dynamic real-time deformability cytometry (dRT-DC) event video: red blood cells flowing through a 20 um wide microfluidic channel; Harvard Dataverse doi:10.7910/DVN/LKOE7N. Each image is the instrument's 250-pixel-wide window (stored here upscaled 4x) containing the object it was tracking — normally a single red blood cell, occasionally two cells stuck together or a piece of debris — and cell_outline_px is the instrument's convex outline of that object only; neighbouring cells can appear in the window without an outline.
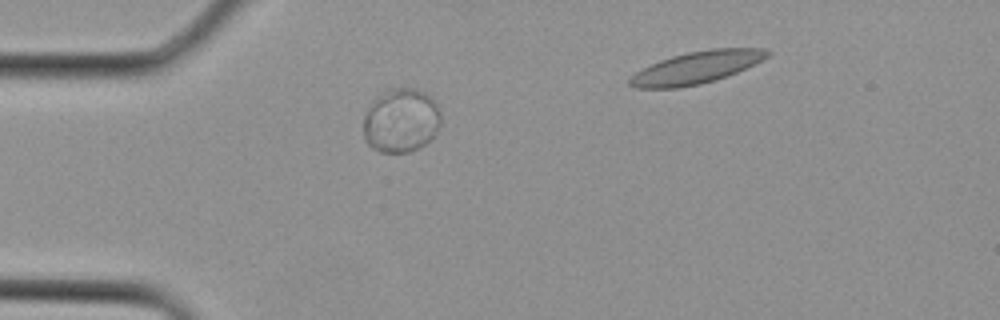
{"species": "Egyptian fruit bat (a non-hibernating species)", "species_latin": "Rousettus aegyptiacus", "temperature_condition": "cold", "stored_images_in_passage": 2, "camera_frame_rate_fps": 3000, "um_per_image_px": 0.085, "animal": {"sex": "female"}, "frame": {"image": 1, "passage_image": 1, "time_ms": 0.0, "image_size_px": [1000, 320], "cell_outline_px": [[440, 124], [436, 132], [420, 148], [408, 152], [380, 152], [372, 148], [364, 140], [364, 116], [372, 100], [376, 96], [392, 88], [416, 88], [428, 92], [436, 104], [440, 112]], "centroid_in_image_um": [34.08, 10.23], "position_along_channel_um": 50.9, "area_um2": 29.07}}